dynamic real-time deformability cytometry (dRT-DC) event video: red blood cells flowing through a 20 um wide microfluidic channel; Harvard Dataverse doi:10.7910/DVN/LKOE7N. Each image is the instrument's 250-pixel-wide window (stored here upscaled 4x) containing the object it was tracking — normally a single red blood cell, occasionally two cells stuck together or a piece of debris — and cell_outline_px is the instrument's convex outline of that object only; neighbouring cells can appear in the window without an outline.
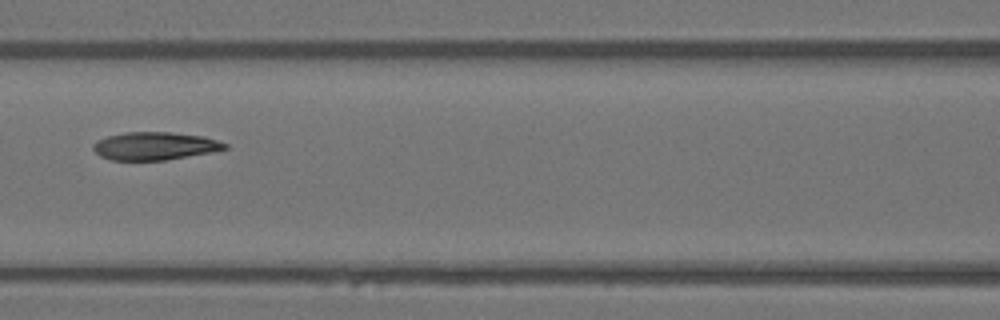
{"species": "Egyptian fruit bat (a non-hibernating species)", "species_latin": "Rousettus aegyptiacus", "temperature_condition": "warm", "stored_images_in_passage": 7, "camera_frame_rate_fps": 3000, "um_per_image_px": 0.085, "animal": {"sex": "female"}, "frame": {"image": 1, "passage_image": 6, "time_ms": 1.667, "image_size_px": [1000, 320], "cell_outline_px": [[228, 148], [212, 152], [164, 160], [112, 160], [100, 156], [92, 148], [92, 144], [96, 140], [108, 136], [124, 132], [168, 132], [204, 136], [228, 144]], "centroid_in_image_um": [13.14, 12.4], "position_along_channel_um": 153.5, "area_um2": 21.39}}
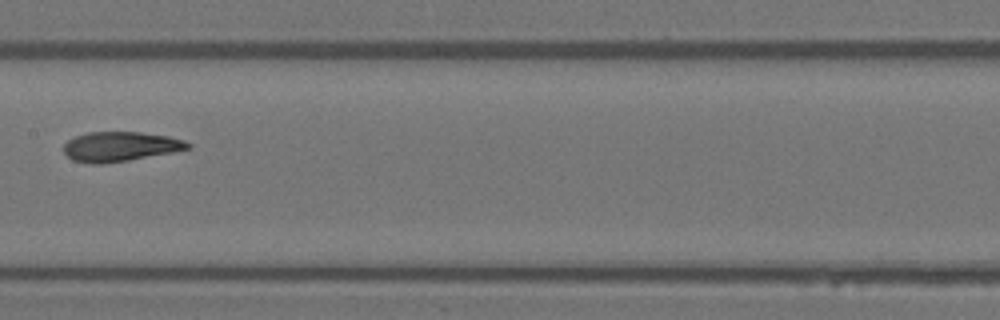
{"frame": {"image": 2, "passage_image": 7, "time_ms": 2.0, "image_size_px": [1000, 320], "cell_outline_px": [[192, 148], [172, 152], [128, 160], [100, 164], [92, 164], [72, 160], [64, 152], [64, 144], [68, 140], [76, 136], [88, 132], [140, 132], [168, 136], [184, 140], [192, 144]], "centroid_in_image_um": [10.23, 12.45], "position_along_channel_um": 197.2, "area_um2": 21.39}}